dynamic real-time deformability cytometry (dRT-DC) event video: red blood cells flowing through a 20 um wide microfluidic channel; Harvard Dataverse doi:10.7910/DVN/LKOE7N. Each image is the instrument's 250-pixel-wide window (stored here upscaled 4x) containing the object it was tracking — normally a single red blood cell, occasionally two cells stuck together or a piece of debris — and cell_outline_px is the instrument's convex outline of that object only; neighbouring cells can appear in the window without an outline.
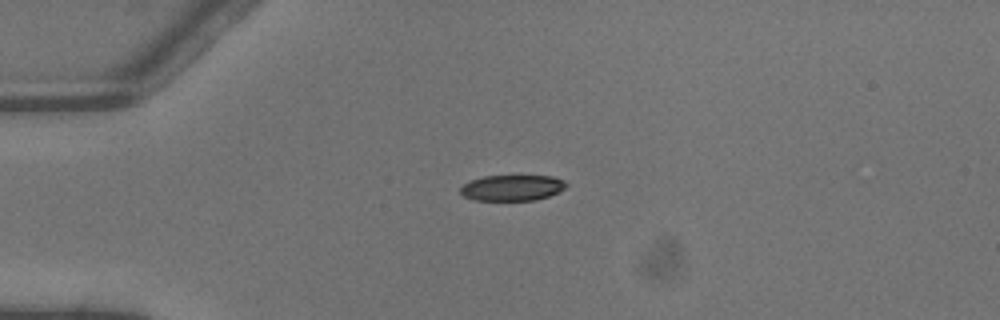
{"species": "common noctule bat (a hibernating species)", "species_latin": "Nyctalus noctula", "temperature_condition": "warm", "stored_images_in_passage": 3, "camera_frame_rate_fps": 3000, "um_per_image_px": 0.085, "animal": {"sex": "male", "body_mass_g": 13.3}, "frame": {"image": 1, "passage_image": 1, "time_ms": 0.0, "image_size_px": [1000, 320], "cell_outline_px": [[568, 184], [564, 188], [548, 196], [536, 200], [476, 200], [464, 196], [460, 192], [460, 188], [464, 184], [472, 180], [484, 176], [552, 176], [564, 180]], "centroid_in_image_um": [43.54, 15.96], "position_along_channel_um": 41.5, "area_um2": 15.72}}
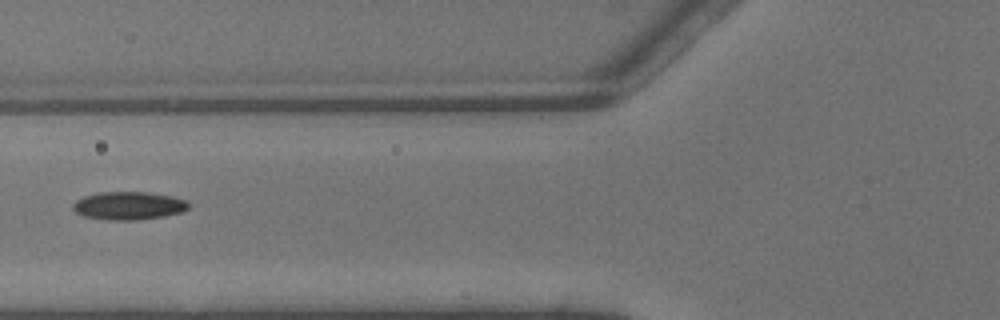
{"frame": {"image": 2, "passage_image": 3, "time_ms": 0.667, "image_size_px": [1000, 320], "cell_outline_px": [[188, 208], [184, 212], [164, 216], [136, 220], [108, 220], [84, 216], [76, 212], [72, 208], [72, 204], [76, 200], [84, 196], [100, 192], [148, 192], [172, 196], [188, 200]], "centroid_in_image_um": [10.95, 17.48], "position_along_channel_um": 114.9, "area_um2": 19.02}}